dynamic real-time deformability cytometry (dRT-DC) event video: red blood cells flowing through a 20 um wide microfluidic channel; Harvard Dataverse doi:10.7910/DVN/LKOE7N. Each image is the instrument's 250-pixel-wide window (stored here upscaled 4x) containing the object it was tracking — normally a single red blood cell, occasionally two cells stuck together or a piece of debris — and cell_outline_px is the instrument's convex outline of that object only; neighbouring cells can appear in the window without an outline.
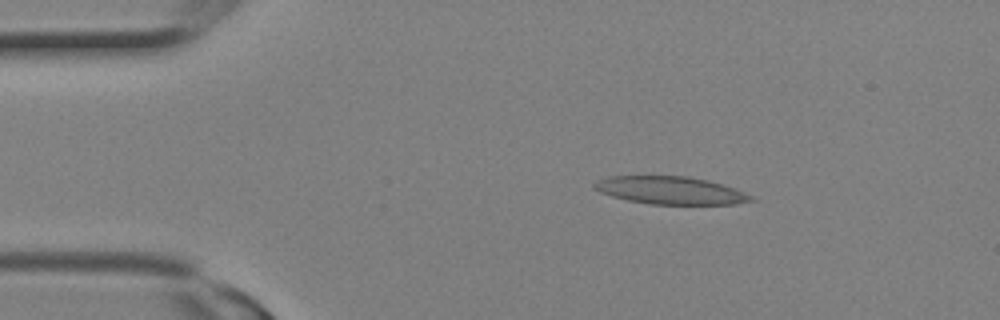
{"species": "Egyptian fruit bat (a non-hibernating species)", "species_latin": "Rousettus aegyptiacus", "temperature_condition": "room temperature", "stored_images_in_passage": 2, "camera_frame_rate_fps": 3000, "um_per_image_px": 0.085, "animal": {"sex": "female"}, "frame": {"image": 1, "passage_image": 1, "time_ms": 0.0, "image_size_px": [1000, 320], "cell_outline_px": [[756, 200], [736, 204], [648, 204], [628, 200], [612, 196], [600, 192], [592, 188], [592, 184], [608, 176], [688, 176], [708, 180], [744, 192], [752, 196]], "centroid_in_image_um": [56.97, 16.18], "position_along_channel_um": 28.0, "area_um2": 25.2}}